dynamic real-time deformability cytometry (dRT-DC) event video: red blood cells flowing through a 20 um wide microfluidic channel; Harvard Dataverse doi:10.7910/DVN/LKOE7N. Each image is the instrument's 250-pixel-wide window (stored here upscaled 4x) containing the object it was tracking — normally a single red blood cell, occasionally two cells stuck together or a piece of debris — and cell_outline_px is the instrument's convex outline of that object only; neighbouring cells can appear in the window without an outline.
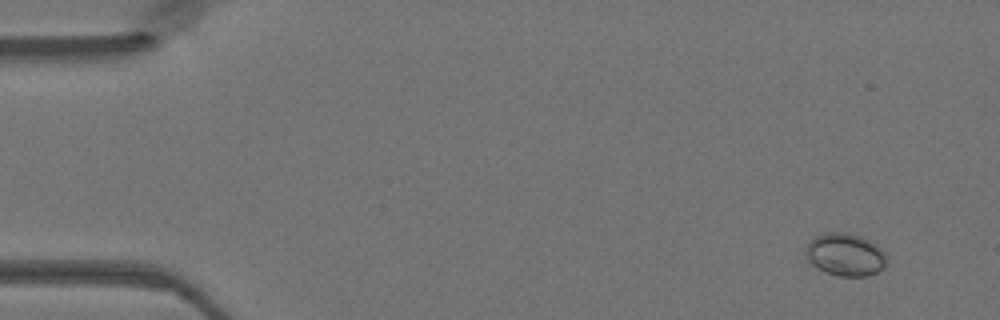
{"species": "Egyptian fruit bat (a non-hibernating species)", "species_latin": "Rousettus aegyptiacus", "temperature_condition": "warm", "stored_images_in_passage": 7, "camera_frame_rate_fps": 3000, "um_per_image_px": 0.085, "animal": {"sex": "female"}, "frame": {"image": 1, "passage_image": 1, "time_ms": 0.0, "image_size_px": [1000, 320], "cell_outline_px": [[884, 268], [868, 276], [840, 276], [828, 272], [812, 264], [808, 260], [804, 252], [808, 244], [816, 236], [832, 232], [844, 232], [860, 236], [876, 244], [884, 252]], "centroid_in_image_um": [71.84, 21.64], "position_along_channel_um": 13.2, "area_um2": 19.65}}